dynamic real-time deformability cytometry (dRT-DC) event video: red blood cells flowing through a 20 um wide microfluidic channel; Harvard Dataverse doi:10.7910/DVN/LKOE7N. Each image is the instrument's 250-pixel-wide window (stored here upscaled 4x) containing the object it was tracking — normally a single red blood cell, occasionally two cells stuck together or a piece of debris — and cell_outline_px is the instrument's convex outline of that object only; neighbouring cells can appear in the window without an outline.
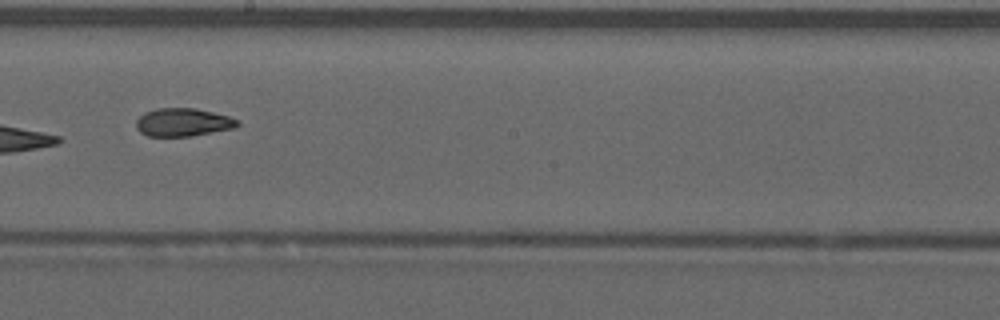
{"species": "common noctule bat (a hibernating species)", "species_latin": "Nyctalus noctula", "temperature_condition": "warm", "stored_images_in_passage": 9, "camera_frame_rate_fps": 3000, "um_per_image_px": 0.085, "animal": {"sex": "male", "forearm_length_mm": 52.5}, "frame": {"image": 1, "passage_image": 9, "time_ms": 2.667, "image_size_px": [1000, 320], "cell_outline_px": [[240, 124], [236, 128], [192, 136], [148, 136], [140, 132], [136, 128], [136, 120], [144, 112], [156, 108], [196, 108], [228, 116], [240, 120]], "centroid_in_image_um": [15.57, 10.39], "position_along_channel_um": 232.6, "area_um2": 16.76}}